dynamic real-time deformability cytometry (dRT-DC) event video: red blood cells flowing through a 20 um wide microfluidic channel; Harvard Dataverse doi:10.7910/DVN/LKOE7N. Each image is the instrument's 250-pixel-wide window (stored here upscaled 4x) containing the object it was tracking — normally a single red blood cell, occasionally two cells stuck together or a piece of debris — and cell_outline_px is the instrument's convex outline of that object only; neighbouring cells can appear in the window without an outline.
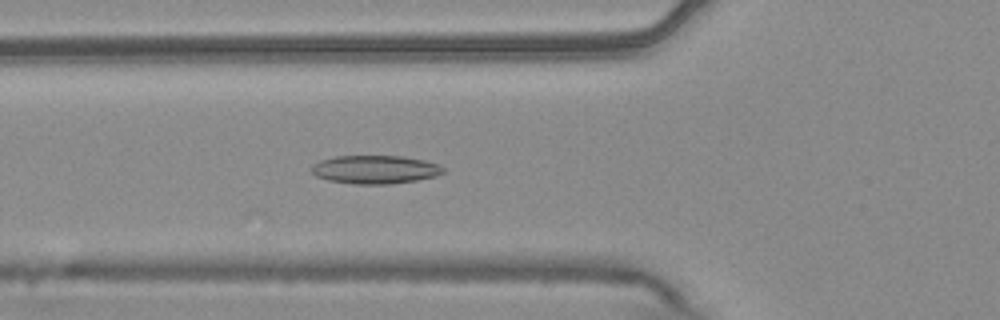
{"species": "common noctule bat (a hibernating species)", "species_latin": "Nyctalus noctula", "temperature_condition": "warm", "stored_images_in_passage": 16, "camera_frame_rate_fps": 3000, "um_per_image_px": 0.085, "animal": {"sex": "male", "body_mass_g": 20.4}, "frame": {"image": 1, "passage_image": 9, "time_ms": 2.667, "image_size_px": [1000, 320], "cell_outline_px": [[444, 172], [436, 176], [416, 180], [388, 184], [352, 184], [328, 180], [316, 176], [312, 172], [312, 164], [320, 160], [336, 156], [404, 156], [424, 160], [440, 164], [444, 168]], "centroid_in_image_um": [31.89, 14.4], "position_along_channel_um": 93.9, "area_um2": 21.85}}
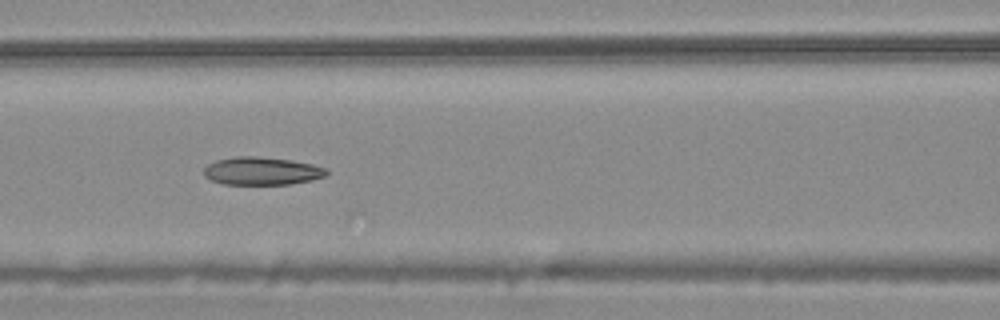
{"frame": {"image": 2, "passage_image": 13, "time_ms": 4.0, "image_size_px": [1000, 320], "cell_outline_px": [[328, 172], [324, 176], [312, 180], [292, 184], [224, 184], [212, 180], [204, 176], [204, 168], [208, 164], [216, 160], [236, 156], [256, 156], [288, 160], [312, 164], [328, 168]], "centroid_in_image_um": [22.25, 14.53], "position_along_channel_um": 144.3, "area_um2": 19.88}}